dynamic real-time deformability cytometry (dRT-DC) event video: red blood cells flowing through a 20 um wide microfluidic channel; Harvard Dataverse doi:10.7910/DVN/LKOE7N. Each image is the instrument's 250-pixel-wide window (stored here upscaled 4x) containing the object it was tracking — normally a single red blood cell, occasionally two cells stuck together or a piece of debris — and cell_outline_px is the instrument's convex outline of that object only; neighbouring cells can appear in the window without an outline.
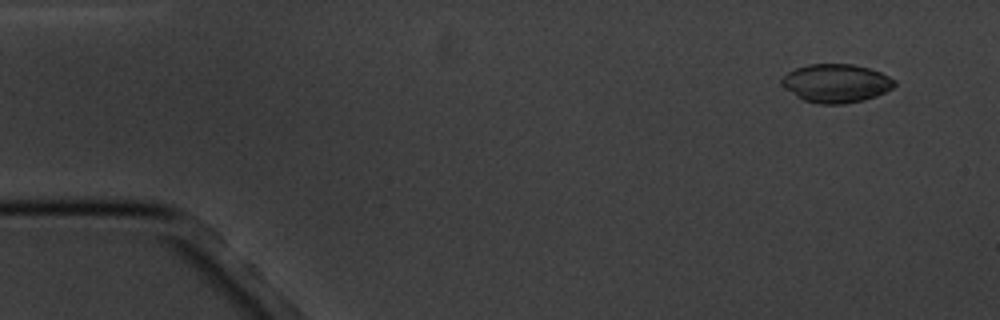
{"species": "common noctule bat (a hibernating species)", "species_latin": "Nyctalus noctula", "temperature_condition": "cold", "stored_images_in_passage": 6, "segment_of_instrument_passage": [2, 2], "camera_frame_rate_fps": 3000, "um_per_image_px": 0.085, "animal": {"sex": "male", "body_mass_g": 20.1, "forearm_length_mm": 53.5}, "frame": {"image": 1, "passage_image": 6, "time_ms": 6.0, "image_size_px": [1000, 320], "cell_outline_px": [[896, 84], [892, 88], [876, 96], [864, 100], [844, 104], [820, 104], [804, 100], [796, 96], [784, 88], [780, 84], [780, 80], [788, 72], [796, 68], [808, 64], [852, 64], [868, 68], [880, 72], [896, 80]], "centroid_in_image_um": [71.06, 7.08], "position_along_channel_um": 13.9, "area_um2": 25.32}}